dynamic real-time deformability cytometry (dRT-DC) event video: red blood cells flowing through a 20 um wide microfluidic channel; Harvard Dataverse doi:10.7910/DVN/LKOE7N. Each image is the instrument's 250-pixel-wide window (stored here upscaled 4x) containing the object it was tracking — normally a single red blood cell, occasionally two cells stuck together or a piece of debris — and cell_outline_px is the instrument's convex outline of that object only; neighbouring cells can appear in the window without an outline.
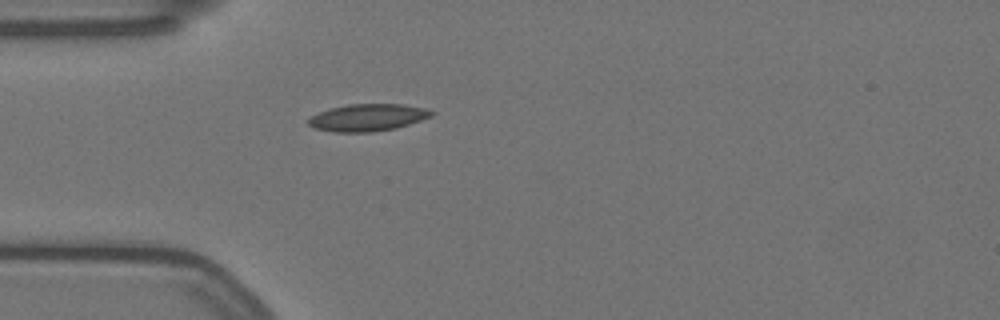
{"species": "Egyptian fruit bat (a non-hibernating species)", "species_latin": "Rousettus aegyptiacus", "temperature_condition": "warm", "stored_images_in_passage": 42, "camera_frame_rate_fps": 3000, "um_per_image_px": 0.085, "animal": {"sex": "female"}, "frame": {"image": 1, "passage_image": 1, "time_ms": 0.0, "image_size_px": [1000, 320], "cell_outline_px": [[436, 112], [432, 116], [396, 128], [372, 132], [336, 132], [316, 128], [308, 124], [308, 120], [312, 116], [328, 108], [348, 104], [404, 104], [424, 108]], "centroid_in_image_um": [31.27, 9.98], "position_along_channel_um": 53.7, "area_um2": 19.36}}
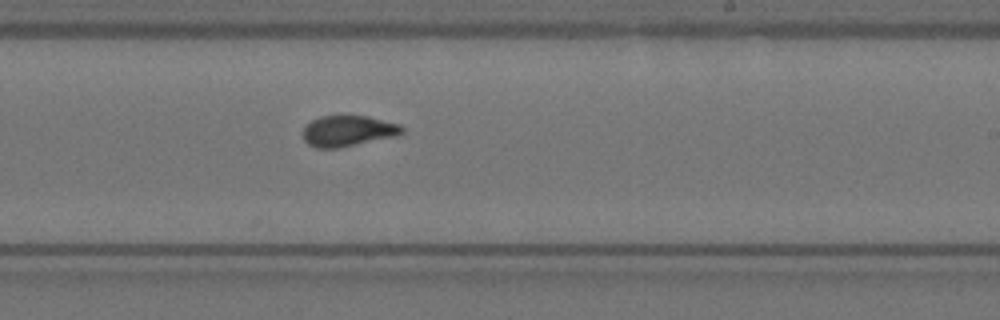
{"frame": {"image": 2, "passage_image": 19, "time_ms": 6.0, "image_size_px": [1000, 320], "cell_outline_px": [[404, 132], [392, 136], [340, 148], [316, 148], [308, 144], [304, 140], [304, 128], [312, 120], [320, 116], [368, 116], [400, 124], [404, 128]], "centroid_in_image_um": [29.57, 11.13], "position_along_channel_um": 259.4, "area_um2": 17.57}}
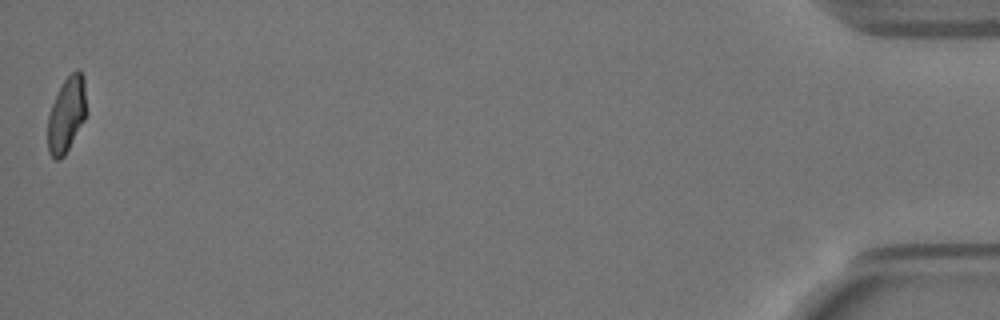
{"frame": {"image": 3, "passage_image": 42, "time_ms": 13.667, "image_size_px": [1000, 320], "cell_outline_px": [[84, 120], [64, 156], [60, 160], [56, 160], [48, 152], [48, 116], [52, 104], [64, 80], [76, 68], [80, 68], [84, 76]], "centroid_in_image_um": [5.64, 9.74], "position_along_channel_um": 429.6, "area_um2": 16.53}, "authors_computed_cell_mechanics": {"area_um2": 17.7735, "velocity_mm_per_s": 3.5133, "shape_relaxation_time_tau1_ms": null, "shape_relaxation_time_tau2_ms": 1.0488, "deformation_change_tau1": null, "deformation_change_tau2": 0.0673}}